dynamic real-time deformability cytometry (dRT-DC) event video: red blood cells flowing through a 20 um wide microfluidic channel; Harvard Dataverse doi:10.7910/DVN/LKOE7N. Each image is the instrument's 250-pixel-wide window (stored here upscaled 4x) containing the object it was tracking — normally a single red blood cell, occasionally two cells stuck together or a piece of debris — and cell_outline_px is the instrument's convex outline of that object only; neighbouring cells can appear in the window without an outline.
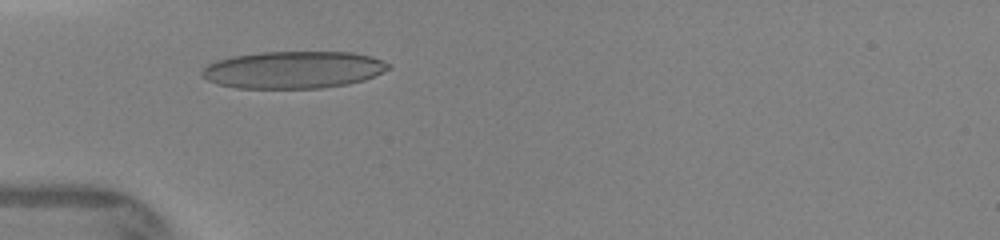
{"species": "human", "species_latin": "Homo sapiens", "temperature_condition": "warm", "stored_images_in_passage": 38, "camera_frame_rate_fps": 3000, "um_per_image_px": 0.085, "donor": {"sex": "female"}, "frame": {"image": 1, "passage_image": 37, "time_ms": 4.667, "image_size_px": [1000, 240], "cell_outline_px": [[392, 68], [364, 80], [348, 84], [320, 88], [236, 88], [216, 84], [200, 76], [200, 72], [208, 64], [216, 60], [232, 56], [260, 52], [352, 52], [372, 56], [392, 64]], "centroid_in_image_um": [24.93, 5.93], "position_along_channel_um": 60.1, "area_um2": 40.75}}